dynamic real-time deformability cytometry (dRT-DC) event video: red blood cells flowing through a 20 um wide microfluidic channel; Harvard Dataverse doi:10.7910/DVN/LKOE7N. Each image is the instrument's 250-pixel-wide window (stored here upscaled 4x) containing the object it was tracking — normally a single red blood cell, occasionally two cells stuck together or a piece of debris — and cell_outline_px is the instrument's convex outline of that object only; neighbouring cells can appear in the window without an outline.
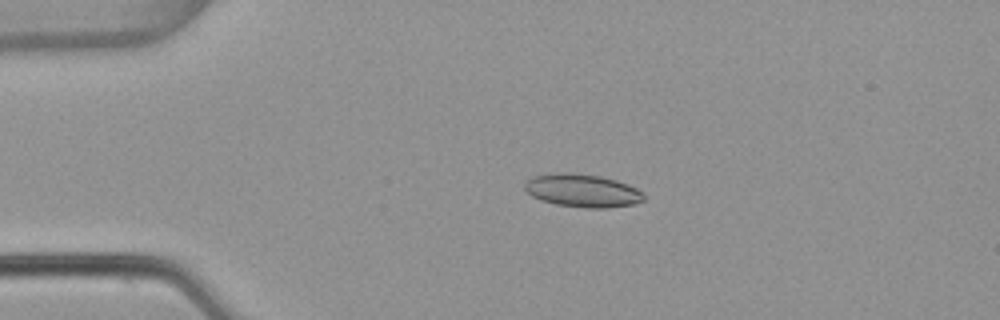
{"species": "common noctule bat (a hibernating species)", "species_latin": "Nyctalus noctula", "temperature_condition": "warm", "stored_images_in_passage": 4, "camera_frame_rate_fps": 3000, "um_per_image_px": 0.085, "animal": {"sex": "female", "body_mass_g": 22.7, "forearm_length_mm": 54.2}, "frame": {"image": 1, "passage_image": 3, "time_ms": 0.667, "image_size_px": [1000, 320], "cell_outline_px": [[644, 200], [632, 204], [608, 208], [588, 208], [556, 204], [540, 200], [532, 196], [524, 188], [524, 184], [532, 176], [556, 172], [572, 172], [600, 176], [616, 180], [628, 184], [644, 192]], "centroid_in_image_um": [49.5, 16.19], "position_along_channel_um": 35.5, "area_um2": 23.06}}